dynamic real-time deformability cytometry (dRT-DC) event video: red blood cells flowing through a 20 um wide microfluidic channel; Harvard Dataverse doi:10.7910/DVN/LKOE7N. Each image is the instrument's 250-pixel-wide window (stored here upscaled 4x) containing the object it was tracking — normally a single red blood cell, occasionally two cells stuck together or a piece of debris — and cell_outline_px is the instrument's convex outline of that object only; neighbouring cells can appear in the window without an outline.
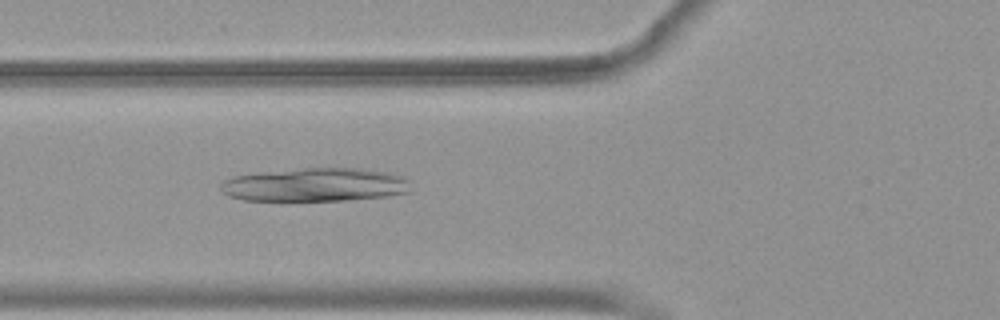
{"species": "common noctule bat (a hibernating species)", "species_latin": "Nyctalus noctula", "temperature_condition": "warm", "stored_images_in_passage": 43, "camera_frame_rate_fps": 3000, "um_per_image_px": 0.085, "animal": {"sex": "female", "body_mass_g": 19.9}, "frame": {"image": 1, "passage_image": 10, "time_ms": 3.0, "image_size_px": [1000, 320], "cell_outline_px": [[412, 192], [388, 196], [348, 200], [244, 200], [228, 196], [220, 192], [220, 184], [224, 180], [232, 176], [260, 172], [304, 168], [356, 168], [392, 172], [404, 176], [412, 180]], "centroid_in_image_um": [26.86, 15.7], "position_along_channel_um": 98.9, "area_um2": 37.74}}
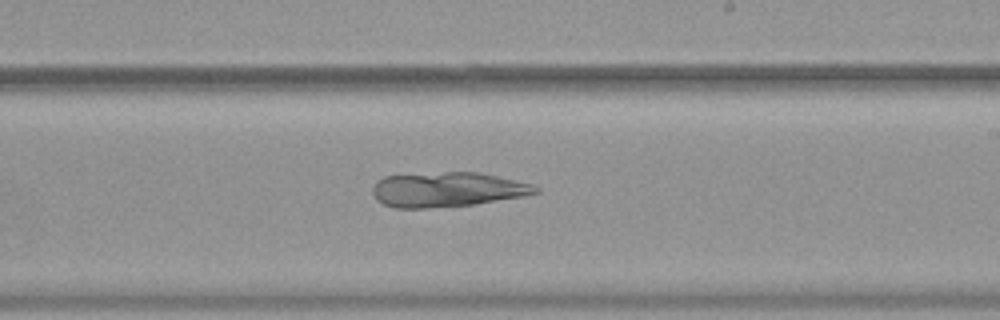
{"frame": {"image": 2, "passage_image": 22, "time_ms": 7.0, "image_size_px": [1000, 320], "cell_outline_px": [[540, 192], [524, 196], [476, 204], [428, 208], [396, 208], [384, 204], [376, 200], [372, 192], [372, 188], [376, 180], [384, 176], [444, 172], [480, 172], [532, 184], [540, 188]], "centroid_in_image_um": [38.02, 16.11], "position_along_channel_um": 251.0, "area_um2": 33.12}}
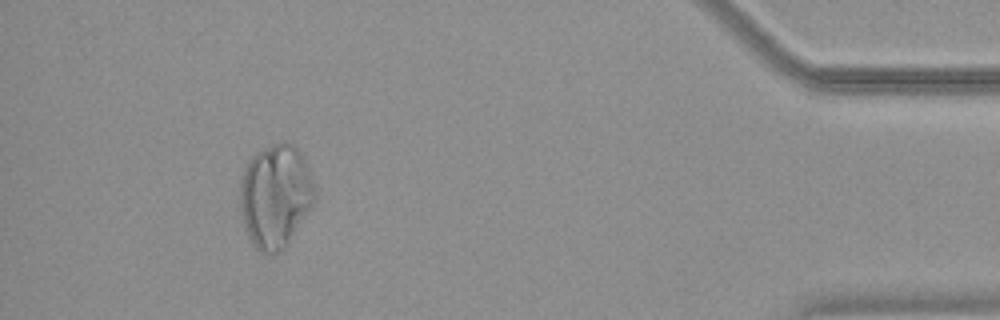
{"frame": {"image": 3, "passage_image": 39, "time_ms": 12.667, "image_size_px": [1000, 320], "cell_outline_px": [[316, 200], [312, 208], [288, 244], [280, 252], [260, 252], [252, 244], [248, 236], [244, 224], [240, 208], [240, 180], [244, 168], [248, 160], [256, 152], [272, 144], [292, 144], [304, 156], [316, 192]], "centroid_in_image_um": [23.42, 16.67], "position_along_channel_um": 411.8, "area_um2": 45.2}}